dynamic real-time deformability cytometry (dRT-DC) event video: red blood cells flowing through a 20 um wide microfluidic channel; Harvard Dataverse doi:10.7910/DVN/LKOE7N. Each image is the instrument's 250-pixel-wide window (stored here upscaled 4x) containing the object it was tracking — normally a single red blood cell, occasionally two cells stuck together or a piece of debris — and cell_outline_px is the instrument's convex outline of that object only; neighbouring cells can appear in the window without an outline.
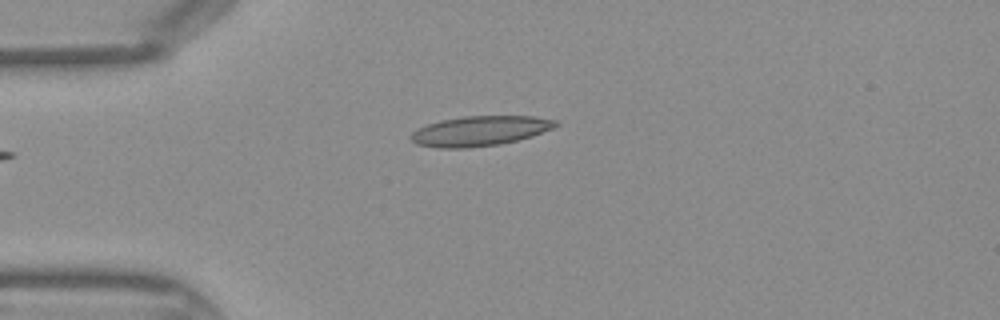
{"species": "Egyptian fruit bat (a non-hibernating species)", "species_latin": "Rousettus aegyptiacus", "temperature_condition": "warm", "stored_images_in_passage": 34, "camera_frame_rate_fps": 3000, "um_per_image_px": 0.085, "frame": {"image": 1, "passage_image": 1, "time_ms": 0.0, "image_size_px": [1000, 320], "cell_outline_px": [[560, 124], [552, 128], [532, 136], [500, 144], [468, 148], [440, 148], [416, 144], [412, 140], [412, 132], [428, 124], [440, 120], [464, 116], [532, 116], [556, 120]], "centroid_in_image_um": [40.8, 11.13], "position_along_channel_um": 44.2, "area_um2": 25.03}}
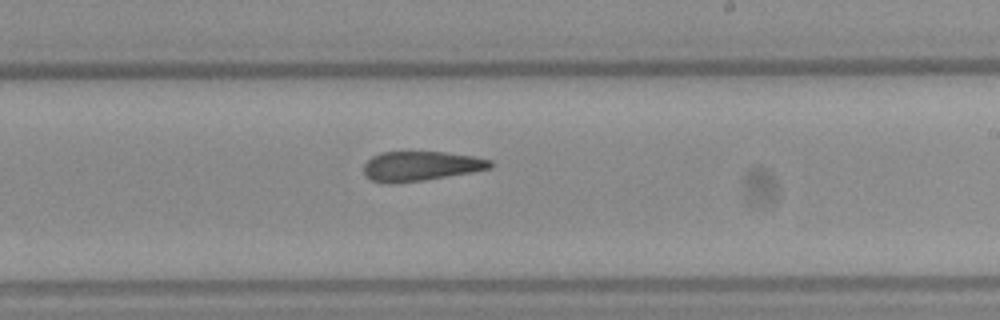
{"frame": {"image": 2, "passage_image": 16, "time_ms": 5.0, "image_size_px": [1000, 320], "cell_outline_px": [[496, 164], [492, 168], [472, 172], [424, 180], [388, 184], [372, 180], [364, 176], [364, 164], [372, 156], [380, 152], [444, 152], [476, 156], [492, 160]], "centroid_in_image_um": [35.8, 14.11], "position_along_channel_um": 253.2, "area_um2": 22.08}}
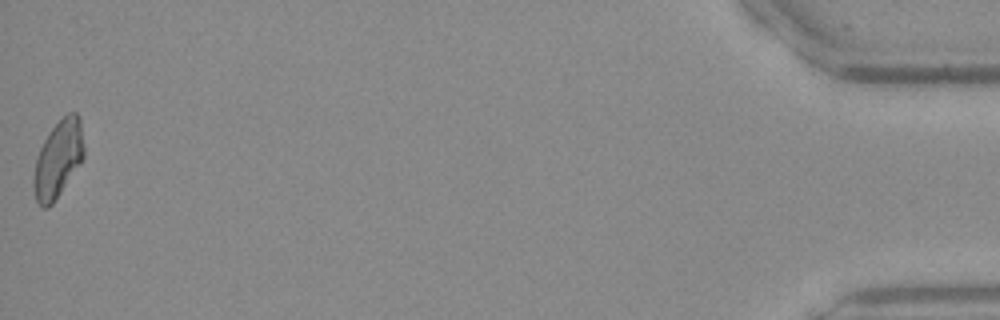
{"frame": {"image": 3, "passage_image": 34, "time_ms": 11.0, "image_size_px": [1000, 320], "cell_outline_px": [[84, 160], [52, 204], [48, 208], [44, 208], [36, 200], [32, 184], [32, 180], [36, 156], [48, 132], [68, 112], [76, 112], [80, 120], [84, 144]], "centroid_in_image_um": [4.94, 13.53], "position_along_channel_um": 430.3, "area_um2": 22.77}}